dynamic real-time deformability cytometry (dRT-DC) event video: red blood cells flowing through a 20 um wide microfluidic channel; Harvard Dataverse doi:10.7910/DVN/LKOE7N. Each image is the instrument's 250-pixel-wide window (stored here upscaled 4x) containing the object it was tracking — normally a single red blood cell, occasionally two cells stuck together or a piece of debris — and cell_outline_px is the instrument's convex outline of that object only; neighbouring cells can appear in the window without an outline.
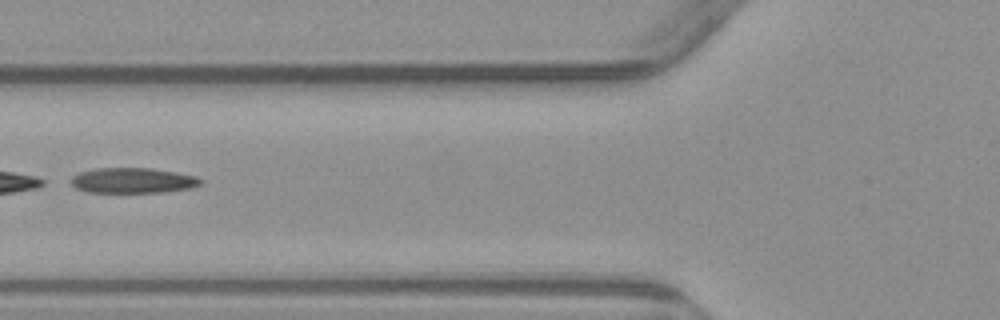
{"species": "common noctule bat (a hibernating species)", "species_latin": "Nyctalus noctula", "temperature_condition": "warm", "stored_images_in_passage": 6, "camera_frame_rate_fps": 3000, "um_per_image_px": 0.085, "animal": {"sex": "male", "body_mass_g": 23.1, "forearm_length_mm": 52.7}, "frame": {"image": 1, "passage_image": 5, "time_ms": 5.667, "image_size_px": [1000, 320], "cell_outline_px": [[204, 180], [200, 184], [192, 188], [164, 192], [88, 192], [76, 188], [72, 184], [72, 176], [80, 172], [96, 168], [152, 168], [176, 172], [196, 176]], "centroid_in_image_um": [11.33, 15.34], "position_along_channel_um": 114.5, "area_um2": 19.13}}
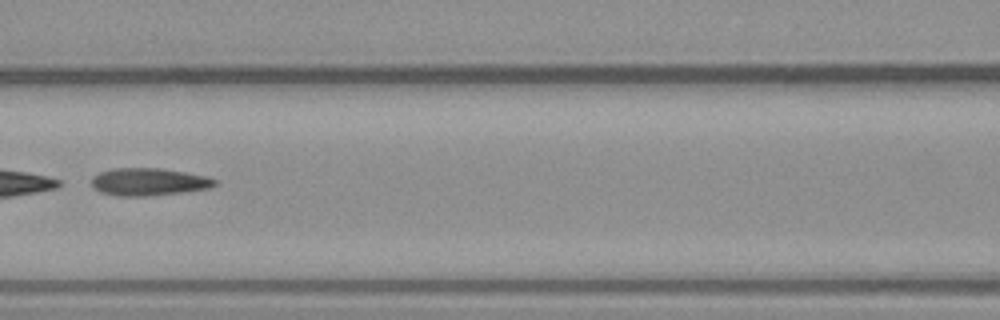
{"frame": {"image": 2, "passage_image": 6, "time_ms": 6.667, "image_size_px": [1000, 320], "cell_outline_px": [[216, 184], [212, 188], [184, 192], [148, 196], [120, 196], [100, 192], [92, 188], [92, 176], [100, 172], [112, 168], [164, 168], [208, 176], [216, 180]], "centroid_in_image_um": [12.65, 15.45], "position_along_channel_um": 153.9, "area_um2": 20.06}}